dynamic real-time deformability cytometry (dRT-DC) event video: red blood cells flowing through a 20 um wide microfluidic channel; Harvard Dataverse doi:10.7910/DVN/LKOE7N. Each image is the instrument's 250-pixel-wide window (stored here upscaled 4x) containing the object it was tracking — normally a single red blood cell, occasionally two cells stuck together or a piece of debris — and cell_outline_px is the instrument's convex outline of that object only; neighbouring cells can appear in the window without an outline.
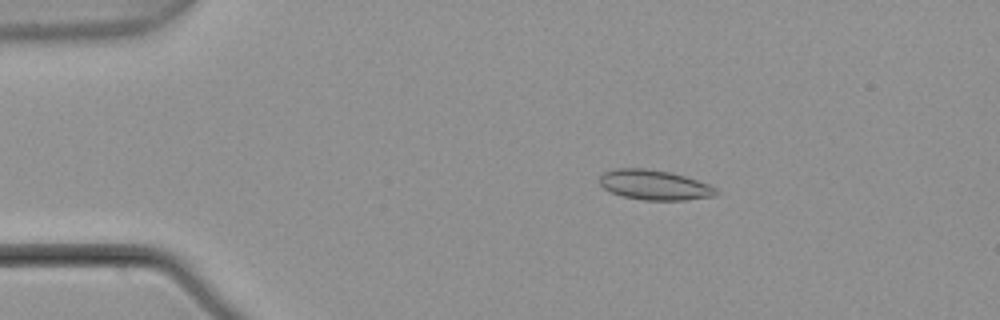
{"species": "common noctule bat (a hibernating species)", "species_latin": "Nyctalus noctula", "temperature_condition": "warm", "stored_images_in_passage": 4, "camera_frame_rate_fps": 3000, "um_per_image_px": 0.085, "animal": {"sex": "male", "body_mass_g": 21.5, "forearm_length_mm": 52.0}, "frame": {"image": 1, "passage_image": 2, "time_ms": 0.333, "image_size_px": [1000, 320], "cell_outline_px": [[720, 192], [716, 196], [684, 200], [644, 200], [624, 196], [612, 192], [604, 188], [600, 184], [600, 176], [604, 172], [616, 168], [644, 168], [672, 172], [708, 184], [716, 188]], "centroid_in_image_um": [55.65, 15.72], "position_along_channel_um": 29.3, "area_um2": 20.29}}
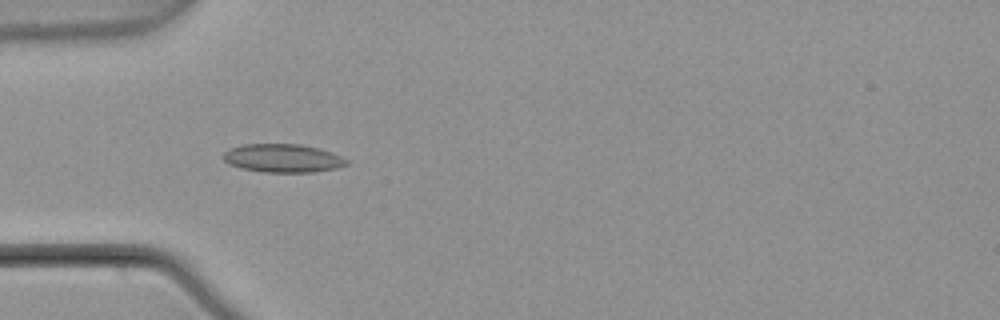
{"frame": {"image": 2, "passage_image": 4, "time_ms": 1.0, "image_size_px": [1000, 320], "cell_outline_px": [[348, 164], [336, 168], [312, 172], [264, 172], [240, 168], [228, 164], [224, 160], [224, 152], [232, 148], [244, 144], [300, 144], [320, 148], [340, 156], [348, 160]], "centroid_in_image_um": [24.04, 13.45], "position_along_channel_um": 61.0, "area_um2": 20.29}}